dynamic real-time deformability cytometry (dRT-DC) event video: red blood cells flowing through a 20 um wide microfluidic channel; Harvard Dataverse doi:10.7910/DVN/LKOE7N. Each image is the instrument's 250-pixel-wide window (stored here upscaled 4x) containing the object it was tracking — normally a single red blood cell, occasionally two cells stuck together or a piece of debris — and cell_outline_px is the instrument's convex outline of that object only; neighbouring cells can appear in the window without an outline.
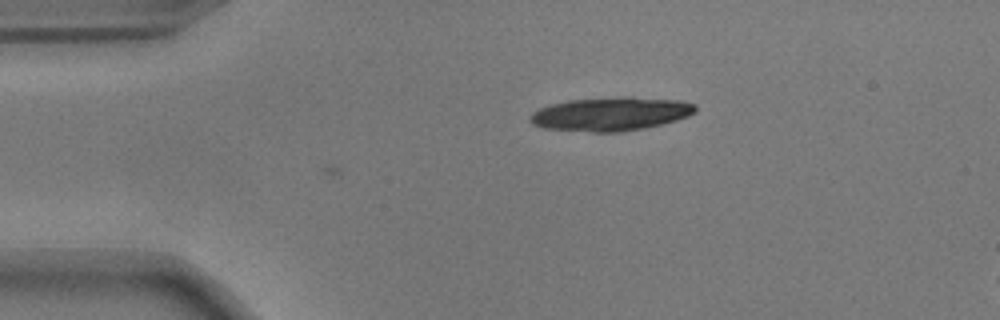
{"species": "common noctule bat (a hibernating species)", "species_latin": "Nyctalus noctula", "temperature_condition": "warm", "stored_images_in_passage": 2, "camera_frame_rate_fps": 3000, "um_per_image_px": 0.085, "animal": {"sex": "male", "body_mass_g": 17.9}, "frame": {"image": 1, "passage_image": 2, "time_ms": 0.333, "image_size_px": [1000, 320], "cell_outline_px": [[696, 112], [688, 116], [676, 120], [644, 128], [620, 132], [592, 132], [544, 128], [532, 124], [528, 120], [528, 116], [532, 112], [548, 104], [568, 100], [624, 96], [632, 96], [680, 100], [696, 104]], "centroid_in_image_um": [51.89, 9.67], "position_along_channel_um": 33.1, "area_um2": 32.77}}